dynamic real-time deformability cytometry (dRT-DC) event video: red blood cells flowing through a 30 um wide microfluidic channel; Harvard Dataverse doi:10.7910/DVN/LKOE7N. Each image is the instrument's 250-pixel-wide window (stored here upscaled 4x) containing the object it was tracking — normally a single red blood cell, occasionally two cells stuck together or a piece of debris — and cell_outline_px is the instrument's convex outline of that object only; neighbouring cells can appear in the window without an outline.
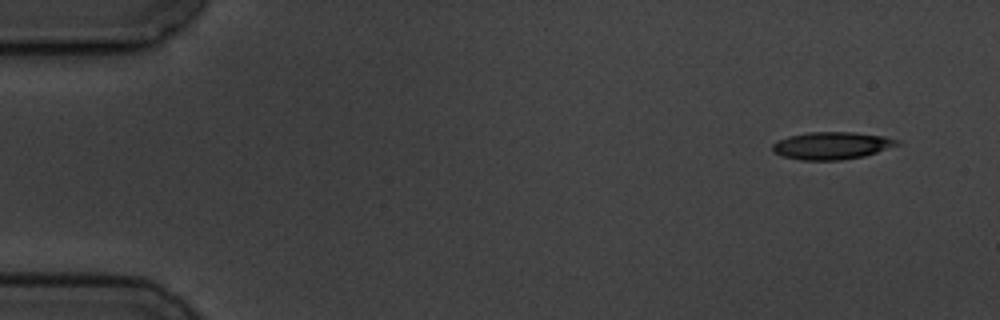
{"species": "common noctule bat (a hibernating species)", "species_latin": "Nyctalus noctula", "temperature_condition": "cold", "stored_images_in_passage": 5, "camera_frame_rate_fps": 3000, "um_per_image_px": 0.085, "animal": {"sex": "male", "body_mass_g": 19.5, "forearm_length_mm": 54.6}, "frame": {"image": 1, "passage_image": 1, "time_ms": 0.0, "image_size_px": [1000, 320], "cell_outline_px": [[900, 144], [864, 156], [840, 160], [800, 160], [784, 156], [772, 152], [772, 144], [776, 140], [788, 136], [808, 132], [856, 132], [884, 136], [900, 140]], "centroid_in_image_um": [70.67, 12.37], "position_along_channel_um": 14.3, "area_um2": 20.0}}
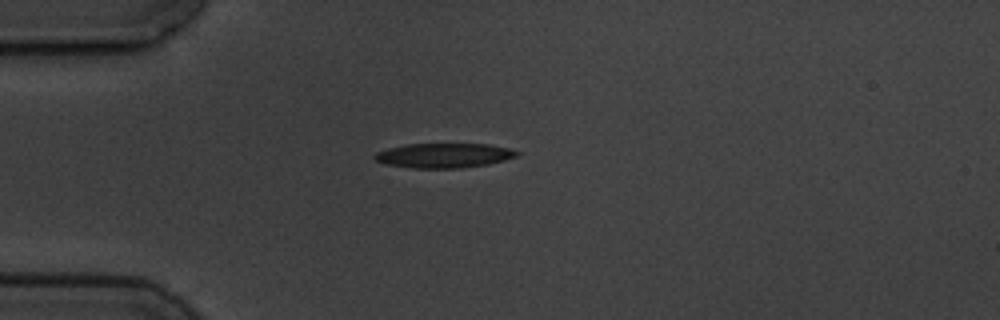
{"frame": {"image": 2, "passage_image": 4, "time_ms": 3.667, "image_size_px": [1000, 320], "cell_outline_px": [[520, 152], [516, 156], [504, 160], [488, 164], [460, 168], [412, 168], [388, 164], [376, 160], [372, 156], [376, 152], [388, 148], [408, 144], [488, 144], [508, 148]], "centroid_in_image_um": [37.72, 13.21], "position_along_channel_um": 47.3, "area_um2": 20.23}}
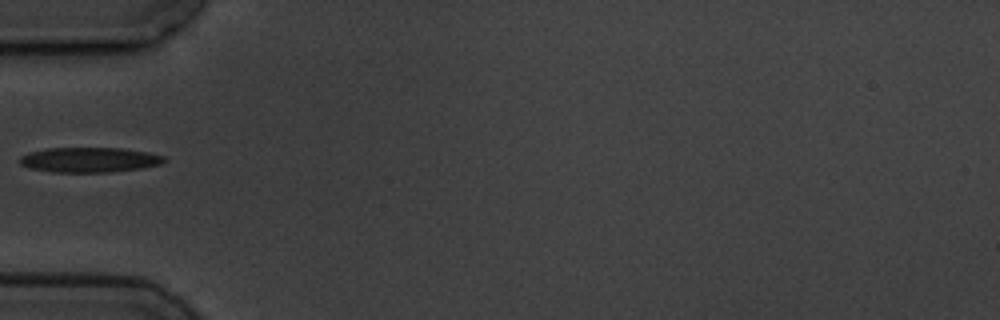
{"frame": {"image": 3, "passage_image": 5, "time_ms": 5.0, "image_size_px": [1000, 320], "cell_outline_px": [[168, 160], [160, 164], [140, 168], [108, 172], [52, 172], [32, 168], [20, 164], [20, 156], [28, 152], [48, 148], [124, 148], [148, 152], [164, 156]], "centroid_in_image_um": [7.61, 13.57], "position_along_channel_um": 77.4, "area_um2": 20.98}}